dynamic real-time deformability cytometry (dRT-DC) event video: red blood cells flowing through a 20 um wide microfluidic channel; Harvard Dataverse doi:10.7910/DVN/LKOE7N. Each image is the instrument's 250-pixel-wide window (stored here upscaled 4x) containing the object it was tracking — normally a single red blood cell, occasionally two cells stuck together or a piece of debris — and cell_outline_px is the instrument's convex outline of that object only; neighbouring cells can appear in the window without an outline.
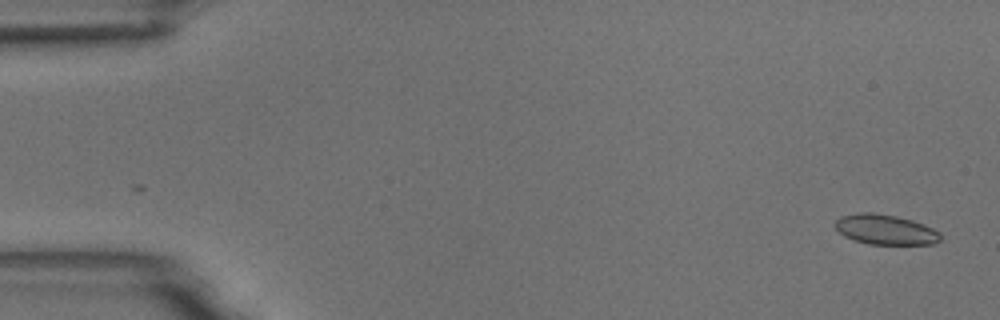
{"species": "common noctule bat (a hibernating species)", "species_latin": "Nyctalus noctula", "temperature_condition": "room temperature", "stored_images_in_passage": 5, "camera_frame_rate_fps": 3000, "um_per_image_px": 0.085, "animal": {"sex": "male", "body_mass_g": 18.8}, "frame": {"image": 1, "passage_image": 1, "time_ms": 0.0, "image_size_px": [1000, 320], "cell_outline_px": [[940, 240], [932, 244], [868, 244], [844, 236], [836, 228], [836, 220], [840, 216], [860, 212], [872, 212], [896, 216], [912, 220], [924, 224], [940, 232]], "centroid_in_image_um": [75.26, 19.5], "position_along_channel_um": 9.7, "area_um2": 18.32}}
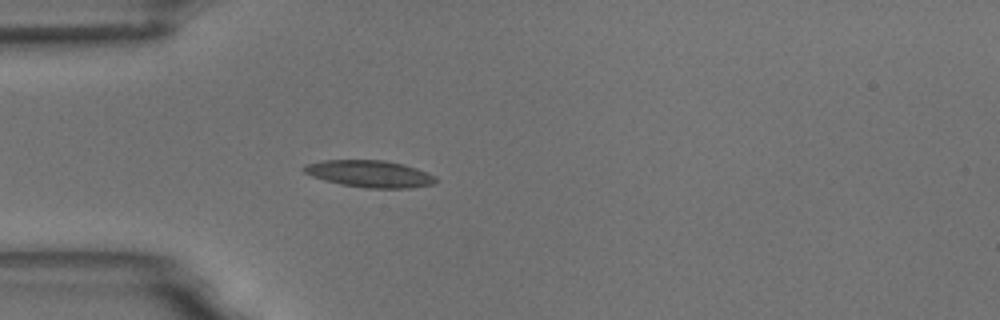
{"frame": {"image": 2, "passage_image": 5, "time_ms": 4.667, "image_size_px": [1000, 320], "cell_outline_px": [[440, 180], [436, 184], [412, 188], [368, 188], [340, 184], [324, 180], [312, 176], [304, 172], [300, 168], [304, 164], [324, 160], [384, 160], [404, 164], [428, 172], [436, 176]], "centroid_in_image_um": [31.46, 14.77], "position_along_channel_um": 53.5, "area_um2": 21.04}}